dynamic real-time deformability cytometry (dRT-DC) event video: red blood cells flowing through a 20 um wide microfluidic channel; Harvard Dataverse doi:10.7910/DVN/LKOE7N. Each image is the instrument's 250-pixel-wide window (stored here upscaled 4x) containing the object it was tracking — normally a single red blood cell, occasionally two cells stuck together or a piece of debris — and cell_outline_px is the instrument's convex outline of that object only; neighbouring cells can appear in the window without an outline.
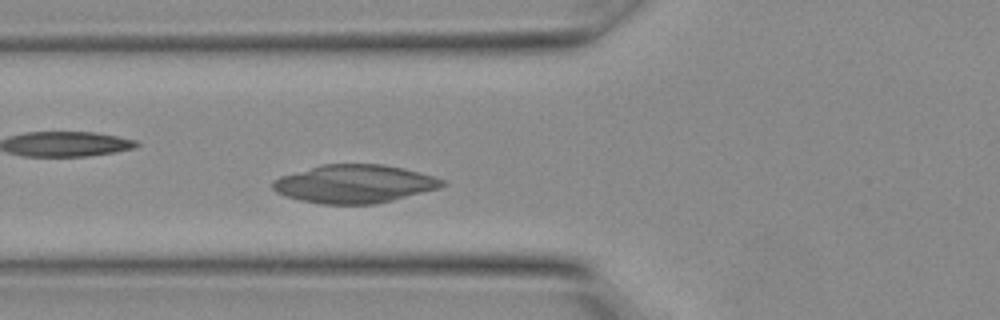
{"species": "Egyptian fruit bat (a non-hibernating species)", "species_latin": "Rousettus aegyptiacus", "temperature_condition": "warm", "stored_images_in_passage": 7, "camera_frame_rate_fps": 3000, "um_per_image_px": 0.085, "animal": {"sex": "female"}, "frame": {"image": 1, "passage_image": 7, "time_ms": 2.0, "image_size_px": [1000, 320], "cell_outline_px": [[448, 184], [440, 188], [376, 204], [320, 204], [300, 200], [284, 196], [276, 192], [272, 188], [272, 180], [280, 176], [324, 164], [380, 164], [404, 168], [432, 176], [444, 180]], "centroid_in_image_um": [30.11, 15.63], "position_along_channel_um": 95.7, "area_um2": 37.74}}